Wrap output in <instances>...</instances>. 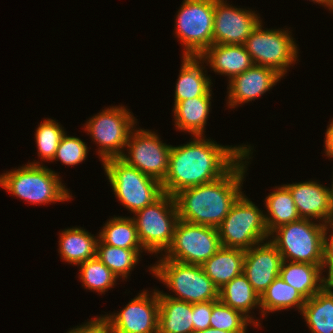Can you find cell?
Wrapping results in <instances>:
<instances>
[{"mask_svg": "<svg viewBox=\"0 0 333 333\" xmlns=\"http://www.w3.org/2000/svg\"><path fill=\"white\" fill-rule=\"evenodd\" d=\"M182 67L176 83L174 103L204 96L211 88V79L204 74L205 67L199 65L200 56H182Z\"/></svg>", "mask_w": 333, "mask_h": 333, "instance_id": "44dd1931", "label": "cell"}, {"mask_svg": "<svg viewBox=\"0 0 333 333\" xmlns=\"http://www.w3.org/2000/svg\"><path fill=\"white\" fill-rule=\"evenodd\" d=\"M306 299L291 285L278 276L268 288L260 295L261 314L294 308L302 311Z\"/></svg>", "mask_w": 333, "mask_h": 333, "instance_id": "f1b7e54d", "label": "cell"}, {"mask_svg": "<svg viewBox=\"0 0 333 333\" xmlns=\"http://www.w3.org/2000/svg\"><path fill=\"white\" fill-rule=\"evenodd\" d=\"M283 260L279 276L307 300L324 287L322 267L309 263Z\"/></svg>", "mask_w": 333, "mask_h": 333, "instance_id": "7402d4cb", "label": "cell"}, {"mask_svg": "<svg viewBox=\"0 0 333 333\" xmlns=\"http://www.w3.org/2000/svg\"><path fill=\"white\" fill-rule=\"evenodd\" d=\"M215 0H184L176 19L183 56H201L213 45Z\"/></svg>", "mask_w": 333, "mask_h": 333, "instance_id": "9c48e42d", "label": "cell"}, {"mask_svg": "<svg viewBox=\"0 0 333 333\" xmlns=\"http://www.w3.org/2000/svg\"><path fill=\"white\" fill-rule=\"evenodd\" d=\"M275 189L277 190L265 199L268 211V215H265V222L270 235L278 227L301 219L290 190L285 185Z\"/></svg>", "mask_w": 333, "mask_h": 333, "instance_id": "83f0119b", "label": "cell"}, {"mask_svg": "<svg viewBox=\"0 0 333 333\" xmlns=\"http://www.w3.org/2000/svg\"><path fill=\"white\" fill-rule=\"evenodd\" d=\"M32 162L0 175V186L7 192L31 204H48L72 198L59 175L49 168Z\"/></svg>", "mask_w": 333, "mask_h": 333, "instance_id": "3957f363", "label": "cell"}, {"mask_svg": "<svg viewBox=\"0 0 333 333\" xmlns=\"http://www.w3.org/2000/svg\"><path fill=\"white\" fill-rule=\"evenodd\" d=\"M178 297L158 291V296H169L191 304L219 300V289L205 274L201 265L186 264L166 258L150 269Z\"/></svg>", "mask_w": 333, "mask_h": 333, "instance_id": "277c9868", "label": "cell"}, {"mask_svg": "<svg viewBox=\"0 0 333 333\" xmlns=\"http://www.w3.org/2000/svg\"><path fill=\"white\" fill-rule=\"evenodd\" d=\"M260 22V17L251 10L229 6L224 0H215L213 44L244 45Z\"/></svg>", "mask_w": 333, "mask_h": 333, "instance_id": "5bb4252c", "label": "cell"}, {"mask_svg": "<svg viewBox=\"0 0 333 333\" xmlns=\"http://www.w3.org/2000/svg\"><path fill=\"white\" fill-rule=\"evenodd\" d=\"M328 277L325 278L324 277V287L328 290V291H333V265L328 267Z\"/></svg>", "mask_w": 333, "mask_h": 333, "instance_id": "ab89813d", "label": "cell"}, {"mask_svg": "<svg viewBox=\"0 0 333 333\" xmlns=\"http://www.w3.org/2000/svg\"><path fill=\"white\" fill-rule=\"evenodd\" d=\"M325 152L326 156L333 157V120L330 122L325 136Z\"/></svg>", "mask_w": 333, "mask_h": 333, "instance_id": "f35d334b", "label": "cell"}, {"mask_svg": "<svg viewBox=\"0 0 333 333\" xmlns=\"http://www.w3.org/2000/svg\"><path fill=\"white\" fill-rule=\"evenodd\" d=\"M329 228H331L332 232H333V224L326 225L325 229H324V233H323V246H322V252H323L322 269L323 270L325 267H329V266L333 265V233H331L328 236L329 238L327 237Z\"/></svg>", "mask_w": 333, "mask_h": 333, "instance_id": "74e56055", "label": "cell"}, {"mask_svg": "<svg viewBox=\"0 0 333 333\" xmlns=\"http://www.w3.org/2000/svg\"><path fill=\"white\" fill-rule=\"evenodd\" d=\"M103 167L115 196L133 214L153 204L164 194L160 181L129 166L120 158L105 160Z\"/></svg>", "mask_w": 333, "mask_h": 333, "instance_id": "5b68a950", "label": "cell"}, {"mask_svg": "<svg viewBox=\"0 0 333 333\" xmlns=\"http://www.w3.org/2000/svg\"><path fill=\"white\" fill-rule=\"evenodd\" d=\"M102 243L124 249H143L135 222L129 217H114L107 221L103 230L99 233Z\"/></svg>", "mask_w": 333, "mask_h": 333, "instance_id": "f546056e", "label": "cell"}, {"mask_svg": "<svg viewBox=\"0 0 333 333\" xmlns=\"http://www.w3.org/2000/svg\"><path fill=\"white\" fill-rule=\"evenodd\" d=\"M282 262L277 247L268 240L245 250L243 273L253 289L261 295L279 276Z\"/></svg>", "mask_w": 333, "mask_h": 333, "instance_id": "2e32d148", "label": "cell"}, {"mask_svg": "<svg viewBox=\"0 0 333 333\" xmlns=\"http://www.w3.org/2000/svg\"><path fill=\"white\" fill-rule=\"evenodd\" d=\"M262 212L242 194L217 227L221 246L248 250L271 237Z\"/></svg>", "mask_w": 333, "mask_h": 333, "instance_id": "8992f818", "label": "cell"}, {"mask_svg": "<svg viewBox=\"0 0 333 333\" xmlns=\"http://www.w3.org/2000/svg\"><path fill=\"white\" fill-rule=\"evenodd\" d=\"M68 333H112L111 323L107 315L91 319L85 325L71 329Z\"/></svg>", "mask_w": 333, "mask_h": 333, "instance_id": "8d00e7d4", "label": "cell"}, {"mask_svg": "<svg viewBox=\"0 0 333 333\" xmlns=\"http://www.w3.org/2000/svg\"><path fill=\"white\" fill-rule=\"evenodd\" d=\"M244 258L245 250L221 246L201 266L214 285L220 289L233 278L243 273Z\"/></svg>", "mask_w": 333, "mask_h": 333, "instance_id": "ffe728a7", "label": "cell"}, {"mask_svg": "<svg viewBox=\"0 0 333 333\" xmlns=\"http://www.w3.org/2000/svg\"><path fill=\"white\" fill-rule=\"evenodd\" d=\"M135 123V117L124 106L110 107L89 119L85 131L99 145L102 162L124 154L122 148L126 147Z\"/></svg>", "mask_w": 333, "mask_h": 333, "instance_id": "30bf717a", "label": "cell"}, {"mask_svg": "<svg viewBox=\"0 0 333 333\" xmlns=\"http://www.w3.org/2000/svg\"><path fill=\"white\" fill-rule=\"evenodd\" d=\"M332 187L329 188L330 189V194H331V199H332V202H333V182H332Z\"/></svg>", "mask_w": 333, "mask_h": 333, "instance_id": "7bdbcfd3", "label": "cell"}, {"mask_svg": "<svg viewBox=\"0 0 333 333\" xmlns=\"http://www.w3.org/2000/svg\"><path fill=\"white\" fill-rule=\"evenodd\" d=\"M64 134V129L55 120L48 119L41 122L35 134L38 156L42 160L53 161Z\"/></svg>", "mask_w": 333, "mask_h": 333, "instance_id": "836d02e7", "label": "cell"}, {"mask_svg": "<svg viewBox=\"0 0 333 333\" xmlns=\"http://www.w3.org/2000/svg\"><path fill=\"white\" fill-rule=\"evenodd\" d=\"M193 332L210 328L212 301L192 304Z\"/></svg>", "mask_w": 333, "mask_h": 333, "instance_id": "d590c367", "label": "cell"}, {"mask_svg": "<svg viewBox=\"0 0 333 333\" xmlns=\"http://www.w3.org/2000/svg\"><path fill=\"white\" fill-rule=\"evenodd\" d=\"M262 23L252 31L244 43L254 65L273 68L284 76L289 65L297 60V45L288 30H263ZM283 30V31H282Z\"/></svg>", "mask_w": 333, "mask_h": 333, "instance_id": "8fae6325", "label": "cell"}, {"mask_svg": "<svg viewBox=\"0 0 333 333\" xmlns=\"http://www.w3.org/2000/svg\"><path fill=\"white\" fill-rule=\"evenodd\" d=\"M193 333H231L229 331H224V330H219V329H215V328H207V329H204V330H199V331H196V332H193Z\"/></svg>", "mask_w": 333, "mask_h": 333, "instance_id": "60d3db41", "label": "cell"}, {"mask_svg": "<svg viewBox=\"0 0 333 333\" xmlns=\"http://www.w3.org/2000/svg\"><path fill=\"white\" fill-rule=\"evenodd\" d=\"M290 190L302 219H320L325 225L333 224V202L330 189L313 181L285 184Z\"/></svg>", "mask_w": 333, "mask_h": 333, "instance_id": "e0dca14e", "label": "cell"}, {"mask_svg": "<svg viewBox=\"0 0 333 333\" xmlns=\"http://www.w3.org/2000/svg\"><path fill=\"white\" fill-rule=\"evenodd\" d=\"M220 247L217 228L178 220L172 243L163 256L186 264L202 265Z\"/></svg>", "mask_w": 333, "mask_h": 333, "instance_id": "7c38bea8", "label": "cell"}, {"mask_svg": "<svg viewBox=\"0 0 333 333\" xmlns=\"http://www.w3.org/2000/svg\"><path fill=\"white\" fill-rule=\"evenodd\" d=\"M211 89L204 95L193 99H186L174 104L176 128L186 131L193 136H203L204 126L210 112Z\"/></svg>", "mask_w": 333, "mask_h": 333, "instance_id": "603a6c76", "label": "cell"}, {"mask_svg": "<svg viewBox=\"0 0 333 333\" xmlns=\"http://www.w3.org/2000/svg\"><path fill=\"white\" fill-rule=\"evenodd\" d=\"M324 223L300 219L275 229L270 241L277 247L283 260L323 265ZM275 233V235H274ZM289 259V260H288Z\"/></svg>", "mask_w": 333, "mask_h": 333, "instance_id": "52a82bcc", "label": "cell"}, {"mask_svg": "<svg viewBox=\"0 0 333 333\" xmlns=\"http://www.w3.org/2000/svg\"><path fill=\"white\" fill-rule=\"evenodd\" d=\"M283 76L276 70L266 66L253 65L243 73L229 80L228 105L252 101L272 88Z\"/></svg>", "mask_w": 333, "mask_h": 333, "instance_id": "ac0fdd59", "label": "cell"}, {"mask_svg": "<svg viewBox=\"0 0 333 333\" xmlns=\"http://www.w3.org/2000/svg\"><path fill=\"white\" fill-rule=\"evenodd\" d=\"M80 266V278L85 288L104 293L114 286L117 276L97 257L89 259Z\"/></svg>", "mask_w": 333, "mask_h": 333, "instance_id": "1f68e13d", "label": "cell"}, {"mask_svg": "<svg viewBox=\"0 0 333 333\" xmlns=\"http://www.w3.org/2000/svg\"><path fill=\"white\" fill-rule=\"evenodd\" d=\"M301 313L311 333H333V291L323 287L306 300Z\"/></svg>", "mask_w": 333, "mask_h": 333, "instance_id": "4316f807", "label": "cell"}, {"mask_svg": "<svg viewBox=\"0 0 333 333\" xmlns=\"http://www.w3.org/2000/svg\"><path fill=\"white\" fill-rule=\"evenodd\" d=\"M313 2H316L318 4L325 5L329 8V10H333V0H312Z\"/></svg>", "mask_w": 333, "mask_h": 333, "instance_id": "b9f144b4", "label": "cell"}, {"mask_svg": "<svg viewBox=\"0 0 333 333\" xmlns=\"http://www.w3.org/2000/svg\"><path fill=\"white\" fill-rule=\"evenodd\" d=\"M59 239V253L66 262L79 265L96 257V239L91 233L82 228L63 230Z\"/></svg>", "mask_w": 333, "mask_h": 333, "instance_id": "484cf974", "label": "cell"}, {"mask_svg": "<svg viewBox=\"0 0 333 333\" xmlns=\"http://www.w3.org/2000/svg\"><path fill=\"white\" fill-rule=\"evenodd\" d=\"M88 147L80 138L63 135L53 160H61L68 166H75L86 159Z\"/></svg>", "mask_w": 333, "mask_h": 333, "instance_id": "e575fe53", "label": "cell"}, {"mask_svg": "<svg viewBox=\"0 0 333 333\" xmlns=\"http://www.w3.org/2000/svg\"><path fill=\"white\" fill-rule=\"evenodd\" d=\"M126 146L129 155L122 154L121 160L161 183L164 181L168 173L171 145L162 143L154 132L132 129Z\"/></svg>", "mask_w": 333, "mask_h": 333, "instance_id": "4fadbf2b", "label": "cell"}, {"mask_svg": "<svg viewBox=\"0 0 333 333\" xmlns=\"http://www.w3.org/2000/svg\"><path fill=\"white\" fill-rule=\"evenodd\" d=\"M148 294L143 291L116 315L107 314L112 333H158V290Z\"/></svg>", "mask_w": 333, "mask_h": 333, "instance_id": "9a60e30c", "label": "cell"}, {"mask_svg": "<svg viewBox=\"0 0 333 333\" xmlns=\"http://www.w3.org/2000/svg\"><path fill=\"white\" fill-rule=\"evenodd\" d=\"M219 300L232 309L240 311L256 327L259 326L258 321L253 320L247 313H251L250 310L254 307L260 308V295L253 289L244 273L219 289Z\"/></svg>", "mask_w": 333, "mask_h": 333, "instance_id": "d4e9b609", "label": "cell"}, {"mask_svg": "<svg viewBox=\"0 0 333 333\" xmlns=\"http://www.w3.org/2000/svg\"><path fill=\"white\" fill-rule=\"evenodd\" d=\"M171 146L163 192L175 196L181 190L212 182L226 175L249 151L250 146H222L202 135Z\"/></svg>", "mask_w": 333, "mask_h": 333, "instance_id": "6da1fadb", "label": "cell"}, {"mask_svg": "<svg viewBox=\"0 0 333 333\" xmlns=\"http://www.w3.org/2000/svg\"><path fill=\"white\" fill-rule=\"evenodd\" d=\"M248 323H252L240 311L232 309L220 300L212 301L210 327L231 333H246Z\"/></svg>", "mask_w": 333, "mask_h": 333, "instance_id": "d6a6232c", "label": "cell"}, {"mask_svg": "<svg viewBox=\"0 0 333 333\" xmlns=\"http://www.w3.org/2000/svg\"><path fill=\"white\" fill-rule=\"evenodd\" d=\"M132 217L143 250L159 253L170 247L179 220L175 197L164 193L153 204L134 213Z\"/></svg>", "mask_w": 333, "mask_h": 333, "instance_id": "ba28073f", "label": "cell"}, {"mask_svg": "<svg viewBox=\"0 0 333 333\" xmlns=\"http://www.w3.org/2000/svg\"><path fill=\"white\" fill-rule=\"evenodd\" d=\"M200 57L209 62L214 72L225 74L230 80L254 65L244 45L213 44Z\"/></svg>", "mask_w": 333, "mask_h": 333, "instance_id": "d6986e66", "label": "cell"}, {"mask_svg": "<svg viewBox=\"0 0 333 333\" xmlns=\"http://www.w3.org/2000/svg\"><path fill=\"white\" fill-rule=\"evenodd\" d=\"M140 249H124L102 243L99 239L96 245V257L106 265L118 278H126L137 264Z\"/></svg>", "mask_w": 333, "mask_h": 333, "instance_id": "4dcf8cb0", "label": "cell"}, {"mask_svg": "<svg viewBox=\"0 0 333 333\" xmlns=\"http://www.w3.org/2000/svg\"><path fill=\"white\" fill-rule=\"evenodd\" d=\"M250 153L221 178L178 192L174 197L179 220L217 228L243 194L241 183L247 168L243 160L249 159Z\"/></svg>", "mask_w": 333, "mask_h": 333, "instance_id": "7a4b0ae2", "label": "cell"}, {"mask_svg": "<svg viewBox=\"0 0 333 333\" xmlns=\"http://www.w3.org/2000/svg\"><path fill=\"white\" fill-rule=\"evenodd\" d=\"M158 333H193L192 304L158 296Z\"/></svg>", "mask_w": 333, "mask_h": 333, "instance_id": "cb8c5ba5", "label": "cell"}]
</instances>
